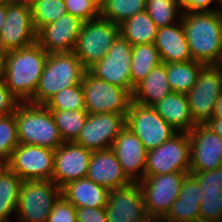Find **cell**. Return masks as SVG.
I'll use <instances>...</instances> for the list:
<instances>
[{"mask_svg": "<svg viewBox=\"0 0 222 222\" xmlns=\"http://www.w3.org/2000/svg\"><path fill=\"white\" fill-rule=\"evenodd\" d=\"M206 125L222 138V118L213 117L206 123Z\"/></svg>", "mask_w": 222, "mask_h": 222, "instance_id": "f6af8a7d", "label": "cell"}, {"mask_svg": "<svg viewBox=\"0 0 222 222\" xmlns=\"http://www.w3.org/2000/svg\"><path fill=\"white\" fill-rule=\"evenodd\" d=\"M77 222H108L105 207H82L76 209Z\"/></svg>", "mask_w": 222, "mask_h": 222, "instance_id": "7bdbcfd3", "label": "cell"}, {"mask_svg": "<svg viewBox=\"0 0 222 222\" xmlns=\"http://www.w3.org/2000/svg\"><path fill=\"white\" fill-rule=\"evenodd\" d=\"M214 66L222 73V51L220 53V56L217 62L214 64Z\"/></svg>", "mask_w": 222, "mask_h": 222, "instance_id": "f907efd6", "label": "cell"}, {"mask_svg": "<svg viewBox=\"0 0 222 222\" xmlns=\"http://www.w3.org/2000/svg\"><path fill=\"white\" fill-rule=\"evenodd\" d=\"M189 133L190 172H204L222 166V138L206 124H197Z\"/></svg>", "mask_w": 222, "mask_h": 222, "instance_id": "2e32d148", "label": "cell"}, {"mask_svg": "<svg viewBox=\"0 0 222 222\" xmlns=\"http://www.w3.org/2000/svg\"><path fill=\"white\" fill-rule=\"evenodd\" d=\"M12 2V0H0V3H6V4H8V3H11Z\"/></svg>", "mask_w": 222, "mask_h": 222, "instance_id": "f5cc1de1", "label": "cell"}, {"mask_svg": "<svg viewBox=\"0 0 222 222\" xmlns=\"http://www.w3.org/2000/svg\"><path fill=\"white\" fill-rule=\"evenodd\" d=\"M132 48L133 46L119 35L107 54L87 70L95 77L125 88L132 94L135 88L131 83Z\"/></svg>", "mask_w": 222, "mask_h": 222, "instance_id": "8fae6325", "label": "cell"}, {"mask_svg": "<svg viewBox=\"0 0 222 222\" xmlns=\"http://www.w3.org/2000/svg\"><path fill=\"white\" fill-rule=\"evenodd\" d=\"M154 45L162 63L193 60L181 20L173 25L159 28Z\"/></svg>", "mask_w": 222, "mask_h": 222, "instance_id": "7402d4cb", "label": "cell"}, {"mask_svg": "<svg viewBox=\"0 0 222 222\" xmlns=\"http://www.w3.org/2000/svg\"><path fill=\"white\" fill-rule=\"evenodd\" d=\"M55 150L29 144H19L7 166L23 181L52 180Z\"/></svg>", "mask_w": 222, "mask_h": 222, "instance_id": "4fadbf2b", "label": "cell"}, {"mask_svg": "<svg viewBox=\"0 0 222 222\" xmlns=\"http://www.w3.org/2000/svg\"><path fill=\"white\" fill-rule=\"evenodd\" d=\"M162 63L154 43L134 45L131 60V83L135 87L150 71Z\"/></svg>", "mask_w": 222, "mask_h": 222, "instance_id": "f1b7e54d", "label": "cell"}, {"mask_svg": "<svg viewBox=\"0 0 222 222\" xmlns=\"http://www.w3.org/2000/svg\"><path fill=\"white\" fill-rule=\"evenodd\" d=\"M34 27L38 32L42 27L67 14L63 0H35L30 6Z\"/></svg>", "mask_w": 222, "mask_h": 222, "instance_id": "d6a6232c", "label": "cell"}, {"mask_svg": "<svg viewBox=\"0 0 222 222\" xmlns=\"http://www.w3.org/2000/svg\"><path fill=\"white\" fill-rule=\"evenodd\" d=\"M199 204L198 200L177 198L160 222H200Z\"/></svg>", "mask_w": 222, "mask_h": 222, "instance_id": "d590c367", "label": "cell"}, {"mask_svg": "<svg viewBox=\"0 0 222 222\" xmlns=\"http://www.w3.org/2000/svg\"><path fill=\"white\" fill-rule=\"evenodd\" d=\"M145 11L158 28L178 23L183 13L178 0H146Z\"/></svg>", "mask_w": 222, "mask_h": 222, "instance_id": "1f68e13d", "label": "cell"}, {"mask_svg": "<svg viewBox=\"0 0 222 222\" xmlns=\"http://www.w3.org/2000/svg\"><path fill=\"white\" fill-rule=\"evenodd\" d=\"M120 35V26L98 17L83 22L73 53L88 69L100 61Z\"/></svg>", "mask_w": 222, "mask_h": 222, "instance_id": "8992f818", "label": "cell"}, {"mask_svg": "<svg viewBox=\"0 0 222 222\" xmlns=\"http://www.w3.org/2000/svg\"><path fill=\"white\" fill-rule=\"evenodd\" d=\"M86 70L73 52L48 53L34 96L28 103L45 105L56 93L80 84Z\"/></svg>", "mask_w": 222, "mask_h": 222, "instance_id": "3957f363", "label": "cell"}, {"mask_svg": "<svg viewBox=\"0 0 222 222\" xmlns=\"http://www.w3.org/2000/svg\"><path fill=\"white\" fill-rule=\"evenodd\" d=\"M5 164L0 160V169L4 166Z\"/></svg>", "mask_w": 222, "mask_h": 222, "instance_id": "11a10c76", "label": "cell"}, {"mask_svg": "<svg viewBox=\"0 0 222 222\" xmlns=\"http://www.w3.org/2000/svg\"><path fill=\"white\" fill-rule=\"evenodd\" d=\"M111 149L121 164L122 171L132 183L144 179L147 150L135 133L125 127L115 138Z\"/></svg>", "mask_w": 222, "mask_h": 222, "instance_id": "d6986e66", "label": "cell"}, {"mask_svg": "<svg viewBox=\"0 0 222 222\" xmlns=\"http://www.w3.org/2000/svg\"><path fill=\"white\" fill-rule=\"evenodd\" d=\"M172 91L168 79L166 64L161 63L135 86L132 101L147 106H154Z\"/></svg>", "mask_w": 222, "mask_h": 222, "instance_id": "d4e9b609", "label": "cell"}, {"mask_svg": "<svg viewBox=\"0 0 222 222\" xmlns=\"http://www.w3.org/2000/svg\"><path fill=\"white\" fill-rule=\"evenodd\" d=\"M6 51L0 47V79H3L5 73Z\"/></svg>", "mask_w": 222, "mask_h": 222, "instance_id": "bcb514c9", "label": "cell"}, {"mask_svg": "<svg viewBox=\"0 0 222 222\" xmlns=\"http://www.w3.org/2000/svg\"><path fill=\"white\" fill-rule=\"evenodd\" d=\"M92 153L75 142H64L55 149L52 181L61 188L68 182L86 178Z\"/></svg>", "mask_w": 222, "mask_h": 222, "instance_id": "ac0fdd59", "label": "cell"}, {"mask_svg": "<svg viewBox=\"0 0 222 222\" xmlns=\"http://www.w3.org/2000/svg\"><path fill=\"white\" fill-rule=\"evenodd\" d=\"M83 21L65 14L37 32L36 42L47 53L73 52Z\"/></svg>", "mask_w": 222, "mask_h": 222, "instance_id": "ffe728a7", "label": "cell"}, {"mask_svg": "<svg viewBox=\"0 0 222 222\" xmlns=\"http://www.w3.org/2000/svg\"><path fill=\"white\" fill-rule=\"evenodd\" d=\"M146 9V0H104L100 17L120 25Z\"/></svg>", "mask_w": 222, "mask_h": 222, "instance_id": "4dcf8cb0", "label": "cell"}, {"mask_svg": "<svg viewBox=\"0 0 222 222\" xmlns=\"http://www.w3.org/2000/svg\"><path fill=\"white\" fill-rule=\"evenodd\" d=\"M19 145L15 112L0 116V160L7 165L13 150Z\"/></svg>", "mask_w": 222, "mask_h": 222, "instance_id": "e575fe53", "label": "cell"}, {"mask_svg": "<svg viewBox=\"0 0 222 222\" xmlns=\"http://www.w3.org/2000/svg\"><path fill=\"white\" fill-rule=\"evenodd\" d=\"M20 101L10 92L3 79H0V116L15 112Z\"/></svg>", "mask_w": 222, "mask_h": 222, "instance_id": "b9f144b4", "label": "cell"}, {"mask_svg": "<svg viewBox=\"0 0 222 222\" xmlns=\"http://www.w3.org/2000/svg\"><path fill=\"white\" fill-rule=\"evenodd\" d=\"M167 79L173 92L187 94L195 85L205 64L191 60L165 63Z\"/></svg>", "mask_w": 222, "mask_h": 222, "instance_id": "83f0119b", "label": "cell"}, {"mask_svg": "<svg viewBox=\"0 0 222 222\" xmlns=\"http://www.w3.org/2000/svg\"><path fill=\"white\" fill-rule=\"evenodd\" d=\"M181 22L192 59L214 65L222 51V10L183 12Z\"/></svg>", "mask_w": 222, "mask_h": 222, "instance_id": "7a4b0ae2", "label": "cell"}, {"mask_svg": "<svg viewBox=\"0 0 222 222\" xmlns=\"http://www.w3.org/2000/svg\"><path fill=\"white\" fill-rule=\"evenodd\" d=\"M19 144L57 149L64 143L55 120L45 105L20 103L15 110Z\"/></svg>", "mask_w": 222, "mask_h": 222, "instance_id": "277c9868", "label": "cell"}, {"mask_svg": "<svg viewBox=\"0 0 222 222\" xmlns=\"http://www.w3.org/2000/svg\"><path fill=\"white\" fill-rule=\"evenodd\" d=\"M219 3V9L222 10V0H218Z\"/></svg>", "mask_w": 222, "mask_h": 222, "instance_id": "db71d44e", "label": "cell"}, {"mask_svg": "<svg viewBox=\"0 0 222 222\" xmlns=\"http://www.w3.org/2000/svg\"><path fill=\"white\" fill-rule=\"evenodd\" d=\"M185 172L145 176L138 184L143 194L145 210L152 222H160L179 197Z\"/></svg>", "mask_w": 222, "mask_h": 222, "instance_id": "52a82bcc", "label": "cell"}, {"mask_svg": "<svg viewBox=\"0 0 222 222\" xmlns=\"http://www.w3.org/2000/svg\"><path fill=\"white\" fill-rule=\"evenodd\" d=\"M109 192V189L88 178L73 180L61 187V195L76 208L106 207Z\"/></svg>", "mask_w": 222, "mask_h": 222, "instance_id": "603a6c76", "label": "cell"}, {"mask_svg": "<svg viewBox=\"0 0 222 222\" xmlns=\"http://www.w3.org/2000/svg\"><path fill=\"white\" fill-rule=\"evenodd\" d=\"M189 133L177 132L156 149L147 151L145 176L175 172L190 173Z\"/></svg>", "mask_w": 222, "mask_h": 222, "instance_id": "9c48e42d", "label": "cell"}, {"mask_svg": "<svg viewBox=\"0 0 222 222\" xmlns=\"http://www.w3.org/2000/svg\"><path fill=\"white\" fill-rule=\"evenodd\" d=\"M48 53L37 43L6 53L3 80L20 101L29 102L35 93Z\"/></svg>", "mask_w": 222, "mask_h": 222, "instance_id": "6da1fadb", "label": "cell"}, {"mask_svg": "<svg viewBox=\"0 0 222 222\" xmlns=\"http://www.w3.org/2000/svg\"><path fill=\"white\" fill-rule=\"evenodd\" d=\"M22 181L7 165L0 169V222L15 217Z\"/></svg>", "mask_w": 222, "mask_h": 222, "instance_id": "4316f807", "label": "cell"}, {"mask_svg": "<svg viewBox=\"0 0 222 222\" xmlns=\"http://www.w3.org/2000/svg\"><path fill=\"white\" fill-rule=\"evenodd\" d=\"M86 178L109 190L124 188L132 183L111 148L92 153Z\"/></svg>", "mask_w": 222, "mask_h": 222, "instance_id": "44dd1931", "label": "cell"}, {"mask_svg": "<svg viewBox=\"0 0 222 222\" xmlns=\"http://www.w3.org/2000/svg\"><path fill=\"white\" fill-rule=\"evenodd\" d=\"M213 117L222 118V93L216 100Z\"/></svg>", "mask_w": 222, "mask_h": 222, "instance_id": "7dc6e473", "label": "cell"}, {"mask_svg": "<svg viewBox=\"0 0 222 222\" xmlns=\"http://www.w3.org/2000/svg\"><path fill=\"white\" fill-rule=\"evenodd\" d=\"M35 0H12L15 4H23L26 6H31L34 3Z\"/></svg>", "mask_w": 222, "mask_h": 222, "instance_id": "681fc988", "label": "cell"}, {"mask_svg": "<svg viewBox=\"0 0 222 222\" xmlns=\"http://www.w3.org/2000/svg\"><path fill=\"white\" fill-rule=\"evenodd\" d=\"M153 107L177 132L188 133L197 125L191 116L186 94L171 92Z\"/></svg>", "mask_w": 222, "mask_h": 222, "instance_id": "cb8c5ba5", "label": "cell"}, {"mask_svg": "<svg viewBox=\"0 0 222 222\" xmlns=\"http://www.w3.org/2000/svg\"><path fill=\"white\" fill-rule=\"evenodd\" d=\"M61 188L52 180L22 181L16 210V222H47Z\"/></svg>", "mask_w": 222, "mask_h": 222, "instance_id": "5b68a950", "label": "cell"}, {"mask_svg": "<svg viewBox=\"0 0 222 222\" xmlns=\"http://www.w3.org/2000/svg\"><path fill=\"white\" fill-rule=\"evenodd\" d=\"M85 110L88 114L127 113L132 94L85 71L82 79Z\"/></svg>", "mask_w": 222, "mask_h": 222, "instance_id": "ba28073f", "label": "cell"}, {"mask_svg": "<svg viewBox=\"0 0 222 222\" xmlns=\"http://www.w3.org/2000/svg\"><path fill=\"white\" fill-rule=\"evenodd\" d=\"M105 212L108 222H152L138 183L110 190Z\"/></svg>", "mask_w": 222, "mask_h": 222, "instance_id": "e0dca14e", "label": "cell"}, {"mask_svg": "<svg viewBox=\"0 0 222 222\" xmlns=\"http://www.w3.org/2000/svg\"><path fill=\"white\" fill-rule=\"evenodd\" d=\"M200 198V222H222V190L204 191Z\"/></svg>", "mask_w": 222, "mask_h": 222, "instance_id": "8d00e7d4", "label": "cell"}, {"mask_svg": "<svg viewBox=\"0 0 222 222\" xmlns=\"http://www.w3.org/2000/svg\"><path fill=\"white\" fill-rule=\"evenodd\" d=\"M119 26L120 35L132 46L154 43L159 29L145 10L123 21Z\"/></svg>", "mask_w": 222, "mask_h": 222, "instance_id": "484cf974", "label": "cell"}, {"mask_svg": "<svg viewBox=\"0 0 222 222\" xmlns=\"http://www.w3.org/2000/svg\"><path fill=\"white\" fill-rule=\"evenodd\" d=\"M64 142H75L88 116L86 110H51Z\"/></svg>", "mask_w": 222, "mask_h": 222, "instance_id": "f546056e", "label": "cell"}, {"mask_svg": "<svg viewBox=\"0 0 222 222\" xmlns=\"http://www.w3.org/2000/svg\"><path fill=\"white\" fill-rule=\"evenodd\" d=\"M93 2H95L99 7L102 6L104 0H92Z\"/></svg>", "mask_w": 222, "mask_h": 222, "instance_id": "816d5d0a", "label": "cell"}, {"mask_svg": "<svg viewBox=\"0 0 222 222\" xmlns=\"http://www.w3.org/2000/svg\"><path fill=\"white\" fill-rule=\"evenodd\" d=\"M76 209L61 195L55 202L47 222H77Z\"/></svg>", "mask_w": 222, "mask_h": 222, "instance_id": "f35d334b", "label": "cell"}, {"mask_svg": "<svg viewBox=\"0 0 222 222\" xmlns=\"http://www.w3.org/2000/svg\"><path fill=\"white\" fill-rule=\"evenodd\" d=\"M204 189L200 186L197 179L191 174H186L183 179L178 198L201 201Z\"/></svg>", "mask_w": 222, "mask_h": 222, "instance_id": "60d3db41", "label": "cell"}, {"mask_svg": "<svg viewBox=\"0 0 222 222\" xmlns=\"http://www.w3.org/2000/svg\"><path fill=\"white\" fill-rule=\"evenodd\" d=\"M45 106L49 110H85L82 83L56 93Z\"/></svg>", "mask_w": 222, "mask_h": 222, "instance_id": "836d02e7", "label": "cell"}, {"mask_svg": "<svg viewBox=\"0 0 222 222\" xmlns=\"http://www.w3.org/2000/svg\"><path fill=\"white\" fill-rule=\"evenodd\" d=\"M68 14L83 22L100 17V7L92 0H63Z\"/></svg>", "mask_w": 222, "mask_h": 222, "instance_id": "74e56055", "label": "cell"}, {"mask_svg": "<svg viewBox=\"0 0 222 222\" xmlns=\"http://www.w3.org/2000/svg\"><path fill=\"white\" fill-rule=\"evenodd\" d=\"M183 12H201L219 10L218 0H178ZM217 6L212 7V4ZM211 6V8H209Z\"/></svg>", "mask_w": 222, "mask_h": 222, "instance_id": "ee69618b", "label": "cell"}, {"mask_svg": "<svg viewBox=\"0 0 222 222\" xmlns=\"http://www.w3.org/2000/svg\"><path fill=\"white\" fill-rule=\"evenodd\" d=\"M126 114H88L75 143L92 152L111 148L115 138L126 127Z\"/></svg>", "mask_w": 222, "mask_h": 222, "instance_id": "5bb4252c", "label": "cell"}, {"mask_svg": "<svg viewBox=\"0 0 222 222\" xmlns=\"http://www.w3.org/2000/svg\"><path fill=\"white\" fill-rule=\"evenodd\" d=\"M199 182L204 191L222 190V166L204 172H190Z\"/></svg>", "mask_w": 222, "mask_h": 222, "instance_id": "ab89813d", "label": "cell"}, {"mask_svg": "<svg viewBox=\"0 0 222 222\" xmlns=\"http://www.w3.org/2000/svg\"><path fill=\"white\" fill-rule=\"evenodd\" d=\"M128 127L143 143L147 151L156 149L169 140L177 131L168 124L153 106L132 101L126 114Z\"/></svg>", "mask_w": 222, "mask_h": 222, "instance_id": "30bf717a", "label": "cell"}, {"mask_svg": "<svg viewBox=\"0 0 222 222\" xmlns=\"http://www.w3.org/2000/svg\"><path fill=\"white\" fill-rule=\"evenodd\" d=\"M6 19V3H0V31Z\"/></svg>", "mask_w": 222, "mask_h": 222, "instance_id": "c3c4849f", "label": "cell"}, {"mask_svg": "<svg viewBox=\"0 0 222 222\" xmlns=\"http://www.w3.org/2000/svg\"><path fill=\"white\" fill-rule=\"evenodd\" d=\"M37 31L31 9L13 2L6 4V19L0 31V47L6 52L18 50L35 43Z\"/></svg>", "mask_w": 222, "mask_h": 222, "instance_id": "9a60e30c", "label": "cell"}, {"mask_svg": "<svg viewBox=\"0 0 222 222\" xmlns=\"http://www.w3.org/2000/svg\"><path fill=\"white\" fill-rule=\"evenodd\" d=\"M222 93V73L214 66H205L193 88L186 94L191 116L197 124L213 118L217 98Z\"/></svg>", "mask_w": 222, "mask_h": 222, "instance_id": "7c38bea8", "label": "cell"}]
</instances>
